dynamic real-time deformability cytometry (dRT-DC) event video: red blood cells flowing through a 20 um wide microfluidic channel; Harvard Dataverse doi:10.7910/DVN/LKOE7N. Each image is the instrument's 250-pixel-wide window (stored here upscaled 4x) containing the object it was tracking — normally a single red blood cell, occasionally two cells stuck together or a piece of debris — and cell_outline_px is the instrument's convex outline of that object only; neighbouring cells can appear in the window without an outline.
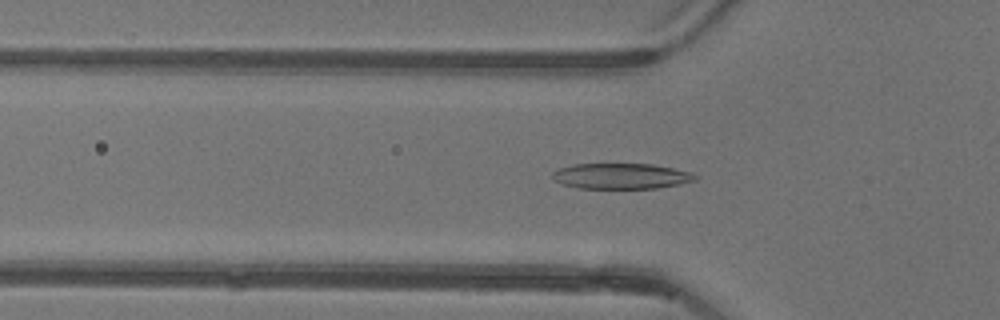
{"species": "common noctule bat (a hibernating species)", "species_latin": "Nyctalus noctula", "temperature_condition": "warm", "stored_images_in_passage": 51, "camera_frame_rate_fps": 3000, "um_per_image_px": 0.085, "animal": {"sex": "female"}, "frame": {"image": 1, "passage_image": 16, "time_ms": 5.0, "image_size_px": [1000, 320], "cell_outline_px": [[700, 176], [696, 180], [656, 188], [580, 188], [564, 184], [556, 180], [552, 176], [552, 172], [560, 168], [572, 164], [652, 164], [692, 172]], "centroid_in_image_um": [52.82, 14.96], "position_along_channel_um": 73.0, "area_um2": 21.1}}
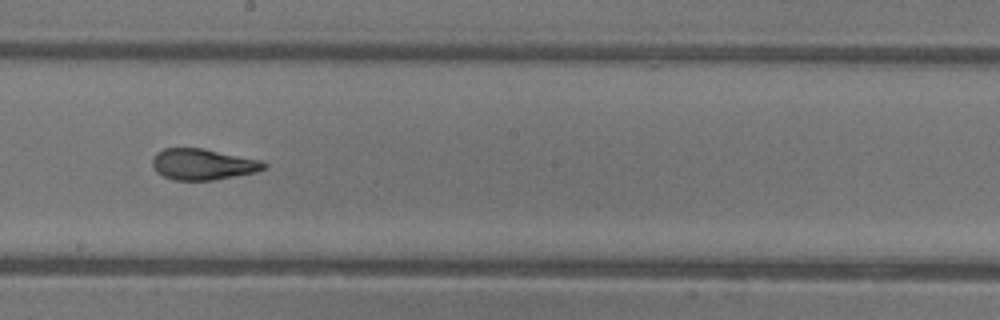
{"frame": {"image": 2, "passage_image": 28, "time_ms": 9.0, "image_size_px": [1000, 320], "cell_outline_px": [[268, 168], [256, 172], [212, 180], [176, 180], [164, 176], [156, 172], [152, 164], [152, 156], [156, 152], [164, 148], [204, 148], [260, 160], [268, 164]], "centroid_in_image_um": [17.24, 13.95], "position_along_channel_um": 231.0, "area_um2": 20.29}}
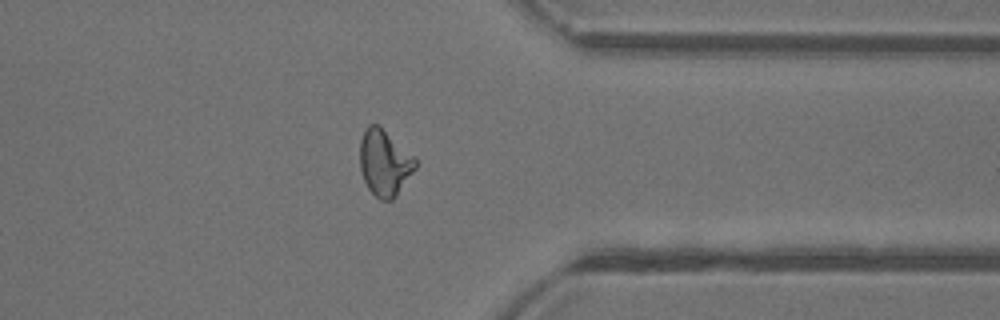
{"frame": {"image": 3, "passage_image": 40, "time_ms": 13.0, "image_size_px": [1000, 320], "cell_outline_px": [[416, 168], [396, 196], [392, 200], [380, 200], [368, 188], [364, 180], [360, 168], [360, 140], [364, 128], [368, 124], [380, 124], [416, 156]], "centroid_in_image_um": [32.69, 13.78], "position_along_channel_um": 378.7, "area_um2": 21.85}, "authors_computed_cell_mechanics": {"area_um2": 21.0392, "velocity_mm_per_s": 3.9157, "shape_relaxation_time_tau1_ms": 8.4819, "shape_relaxation_time_tau2_ms": 1.3437, "deformation_change_tau1": 0.2936, "deformation_change_tau2": 0.0961}}